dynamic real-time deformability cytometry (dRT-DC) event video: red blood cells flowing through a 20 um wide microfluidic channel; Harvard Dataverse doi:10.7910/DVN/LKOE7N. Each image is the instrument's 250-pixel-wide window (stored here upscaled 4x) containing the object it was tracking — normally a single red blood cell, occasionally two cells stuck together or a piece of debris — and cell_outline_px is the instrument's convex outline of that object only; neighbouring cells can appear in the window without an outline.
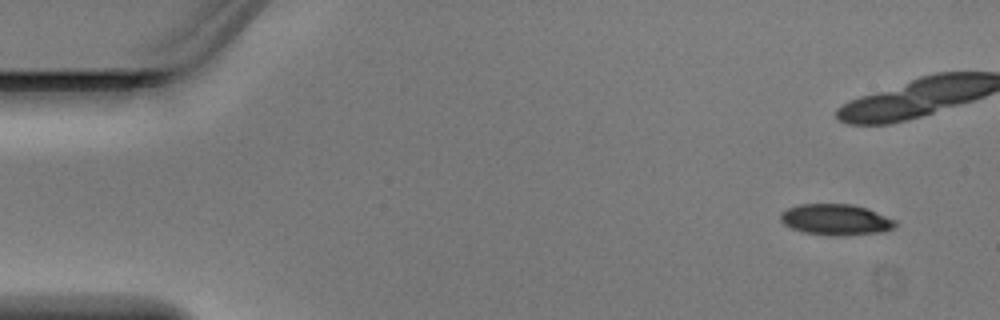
{"species": "Egyptian fruit bat (a non-hibernating species)", "species_latin": "Rousettus aegyptiacus", "temperature_condition": "warm", "stored_images_in_passage": 6, "camera_frame_rate_fps": 3000, "um_per_image_px": 0.085, "animal": {"sex": "male"}, "frame": {"image": 1, "passage_image": 1, "time_ms": 0.0, "image_size_px": [1000, 320], "cell_outline_px": [[896, 228], [884, 232], [844, 236], [836, 236], [804, 232], [792, 228], [784, 224], [780, 220], [780, 212], [796, 204], [852, 204], [868, 208], [896, 220]], "centroid_in_image_um": [71.07, 18.67], "position_along_channel_um": 13.9, "area_um2": 21.04}}
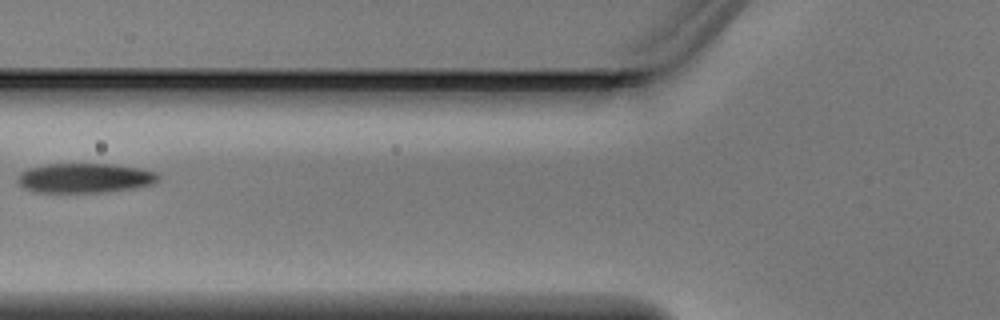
{"frame": {"image": 2, "passage_image": 6, "time_ms": 1.667, "image_size_px": [1000, 320], "cell_outline_px": [[160, 176], [152, 184], [136, 188], [108, 192], [32, 192], [24, 188], [16, 180], [20, 172], [28, 168], [48, 164], [112, 164], [140, 168], [156, 172]], "centroid_in_image_um": [7.2, 15.13], "position_along_channel_um": 118.6, "area_um2": 24.39}}